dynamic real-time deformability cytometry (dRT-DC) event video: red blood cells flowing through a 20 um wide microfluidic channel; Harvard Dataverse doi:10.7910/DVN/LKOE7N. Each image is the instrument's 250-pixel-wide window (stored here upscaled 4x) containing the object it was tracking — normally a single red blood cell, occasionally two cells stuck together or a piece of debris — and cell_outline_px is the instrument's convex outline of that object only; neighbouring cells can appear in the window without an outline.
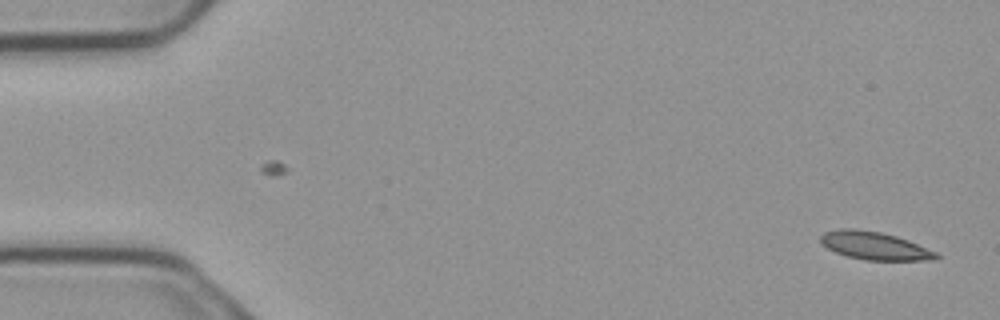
{"species": "common noctule bat (a hibernating species)", "species_latin": "Nyctalus noctula", "temperature_condition": "cold", "stored_images_in_passage": 3, "camera_frame_rate_fps": 3000, "um_per_image_px": 0.085, "animal": {"sex": "male", "body_mass_g": 23.1, "forearm_length_mm": 52.7}, "frame": {"image": 1, "passage_image": 3, "time_ms": 0.667, "image_size_px": [1000, 320], "cell_outline_px": [[940, 256], [932, 260], [864, 260], [848, 256], [836, 252], [820, 244], [820, 236], [824, 232], [840, 228], [852, 228], [880, 232], [896, 236], [908, 240], [936, 252]], "centroid_in_image_um": [74.3, 20.88], "position_along_channel_um": 10.7, "area_um2": 18.73}}